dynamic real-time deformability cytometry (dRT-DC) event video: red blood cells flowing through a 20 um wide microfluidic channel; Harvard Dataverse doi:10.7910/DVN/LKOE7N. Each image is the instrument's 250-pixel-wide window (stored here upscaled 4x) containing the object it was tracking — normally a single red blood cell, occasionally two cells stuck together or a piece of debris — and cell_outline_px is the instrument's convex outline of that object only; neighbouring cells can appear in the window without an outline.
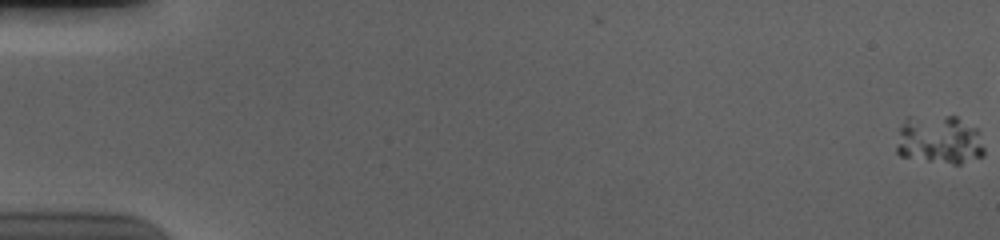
{"species": "human", "species_latin": "Homo sapiens", "temperature_condition": "cold", "stored_images_in_passage": 60, "segment_of_instrument_passage": [1, 2], "camera_frame_rate_fps": 3000, "um_per_image_px": 0.085, "donor": {"sex": "male"}, "frame": {"image": 1, "passage_image": 1, "time_ms": 0.0, "image_size_px": [1000, 240], "cell_outline_px": [[984, 156], [960, 164], [952, 164], [900, 156], [896, 152], [896, 148], [900, 128], [908, 116], [956, 116], [976, 128], [984, 148]], "centroid_in_image_um": [79.85, 11.88], "position_along_channel_um": 5.2, "area_um2": 24.91}}
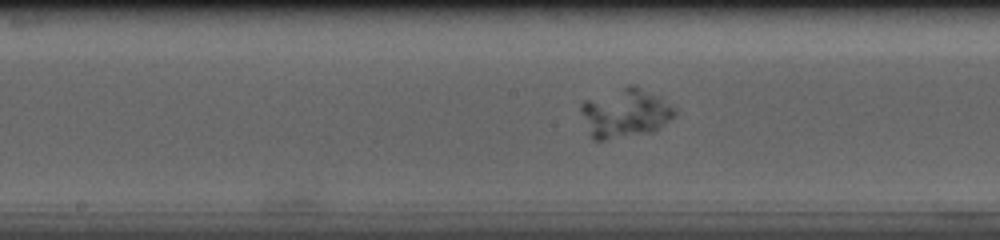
{"frame": {"image": 2, "passage_image": 32, "time_ms": 10.333, "image_size_px": [1000, 240], "cell_outline_px": [[676, 112], [668, 120], [652, 132], [604, 140], [592, 140], [580, 112], [580, 104], [584, 100], [628, 84], [632, 84], [660, 96], [676, 108]], "centroid_in_image_um": [53.11, 9.59], "position_along_channel_um": 195.1, "area_um2": 26.88}}
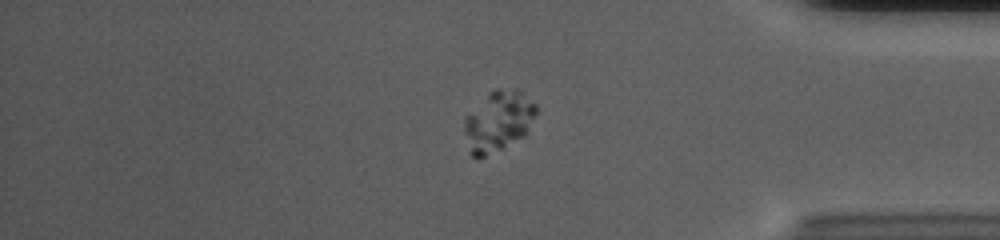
{"frame": {"image": 3, "passage_image": 50, "time_ms": 16.333, "image_size_px": [1000, 240], "cell_outline_px": [[536, 112], [524, 136], [484, 156], [472, 156], [468, 152], [464, 132], [464, 116], [488, 92], [496, 88], [520, 88], [536, 104]], "centroid_in_image_um": [42.32, 10.23], "position_along_channel_um": 392.9, "area_um2": 25.43}}